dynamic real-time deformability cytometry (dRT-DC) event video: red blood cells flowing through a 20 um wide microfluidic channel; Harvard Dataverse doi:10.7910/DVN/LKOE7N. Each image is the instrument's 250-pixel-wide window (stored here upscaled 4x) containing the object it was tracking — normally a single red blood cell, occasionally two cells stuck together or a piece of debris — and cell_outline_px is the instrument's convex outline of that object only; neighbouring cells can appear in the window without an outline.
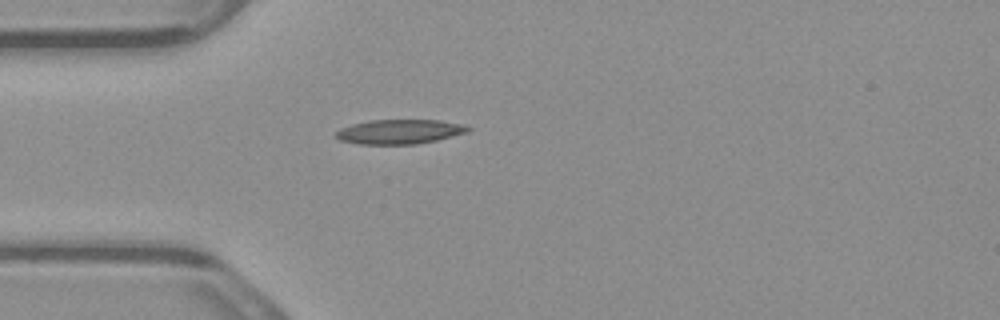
{"species": "common noctule bat (a hibernating species)", "species_latin": "Nyctalus noctula", "temperature_condition": "warm", "stored_images_in_passage": 1, "camera_frame_rate_fps": 3000, "um_per_image_px": 0.085, "animal": {"sex": "male", "body_mass_g": 23.1, "forearm_length_mm": 52.7}, "frame": {"image": 1, "passage_image": 1, "time_ms": 0.0, "image_size_px": [1000, 320], "cell_outline_px": [[472, 128], [468, 132], [436, 140], [416, 144], [360, 144], [340, 140], [336, 136], [336, 132], [340, 128], [352, 124], [372, 120], [440, 120], [464, 124]], "centroid_in_image_um": [33.99, 11.19], "position_along_channel_um": 51.0, "area_um2": 18.79}}